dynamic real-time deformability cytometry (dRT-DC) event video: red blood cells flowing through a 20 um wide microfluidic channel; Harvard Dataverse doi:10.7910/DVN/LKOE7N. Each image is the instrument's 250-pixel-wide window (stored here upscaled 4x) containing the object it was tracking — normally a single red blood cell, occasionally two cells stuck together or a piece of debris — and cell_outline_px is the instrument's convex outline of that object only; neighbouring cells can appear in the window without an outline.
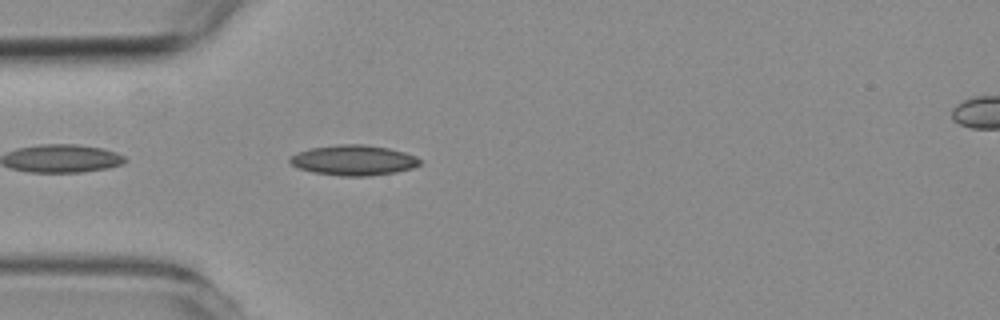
{"species": "common noctule bat (a hibernating species)", "species_latin": "Nyctalus noctula", "temperature_condition": "room temperature", "stored_images_in_passage": 8, "camera_frame_rate_fps": 3000, "um_per_image_px": 0.085, "animal": {"sex": "female", "body_mass_g": 19.3, "forearm_length_mm": 54.1}, "frame": {"image": 1, "passage_image": 3, "time_ms": 0.667, "image_size_px": [1000, 320], "cell_outline_px": [[420, 164], [412, 168], [396, 172], [368, 176], [340, 176], [312, 172], [300, 168], [292, 164], [288, 160], [292, 156], [300, 152], [312, 148], [336, 144], [364, 144], [388, 148], [404, 152], [416, 156], [420, 160]], "centroid_in_image_um": [30.08, 13.62], "position_along_channel_um": 54.9, "area_um2": 22.77}}
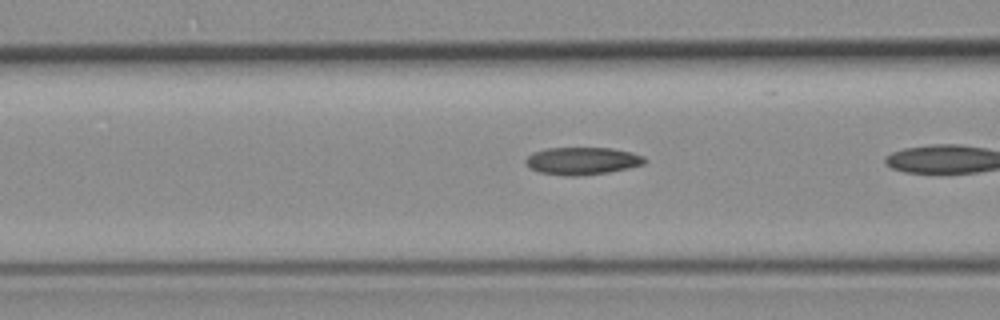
{"frame": {"image": 2, "passage_image": 6, "time_ms": 1.667, "image_size_px": [1000, 320], "cell_outline_px": [[648, 160], [644, 164], [628, 168], [608, 172], [580, 176], [564, 176], [540, 172], [528, 168], [524, 164], [524, 160], [532, 152], [544, 148], [612, 148], [632, 152], [644, 156]], "centroid_in_image_um": [49.46, 13.67], "position_along_channel_um": 117.1, "area_um2": 19.36}}